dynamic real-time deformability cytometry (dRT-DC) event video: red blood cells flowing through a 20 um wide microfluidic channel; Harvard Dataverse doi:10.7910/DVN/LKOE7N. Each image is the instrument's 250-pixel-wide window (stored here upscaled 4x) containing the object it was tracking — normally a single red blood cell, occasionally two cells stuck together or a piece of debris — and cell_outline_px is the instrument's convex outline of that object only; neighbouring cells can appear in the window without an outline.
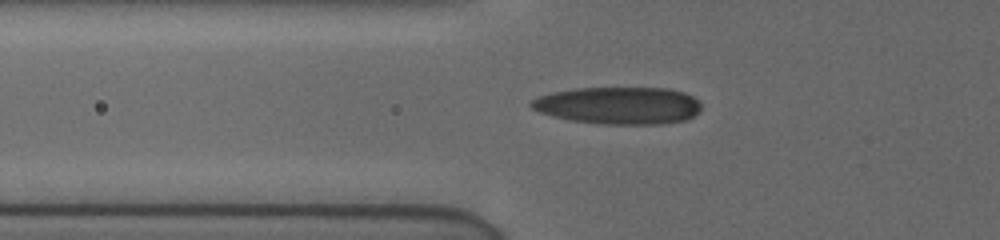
{"species": "human", "species_latin": "Homo sapiens", "temperature_condition": "cold", "stored_images_in_passage": 57, "camera_frame_rate_fps": 3000, "um_per_image_px": 0.085, "donor": {"sex": "female"}, "frame": {"image": 1, "passage_image": 2, "time_ms": 0.333, "image_size_px": [1000, 240], "cell_outline_px": [[700, 112], [688, 120], [664, 124], [600, 124], [572, 120], [552, 116], [540, 112], [532, 108], [528, 104], [532, 100], [540, 96], [552, 92], [576, 88], [668, 88], [684, 92], [692, 96], [700, 104]], "centroid_in_image_um": [52.61, 8.97], "position_along_channel_um": 73.2, "area_um2": 37.11}}
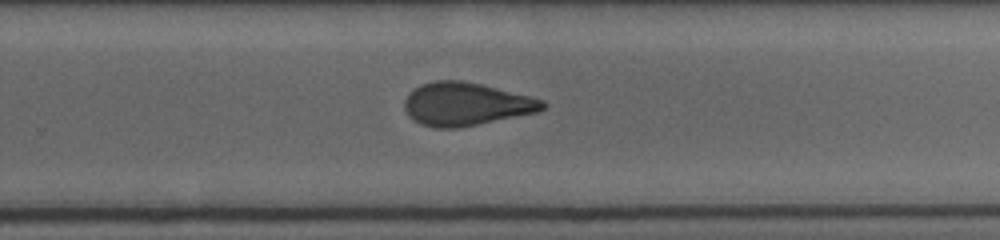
{"frame": {"image": 2, "passage_image": 27, "time_ms": 6.0, "image_size_px": [1000, 240], "cell_outline_px": [[548, 104], [544, 108], [536, 112], [456, 128], [436, 128], [420, 124], [408, 116], [404, 108], [404, 100], [420, 84], [436, 80], [460, 80], [480, 84], [544, 100]], "centroid_in_image_um": [39.57, 8.85], "position_along_channel_um": 290.2, "area_um2": 34.16}}
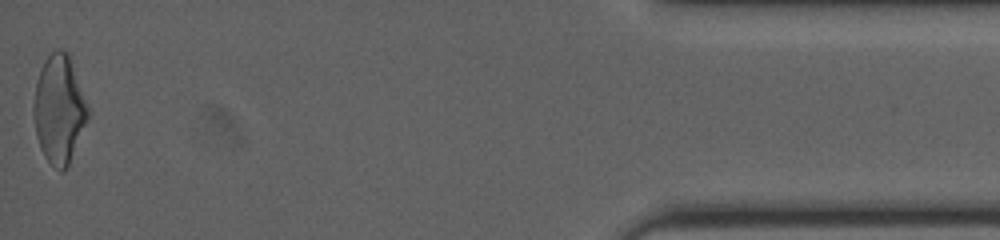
{"frame": {"image": 3, "passage_image": 56, "time_ms": 11.333, "image_size_px": [1000, 240], "cell_outline_px": [[88, 120], [68, 164], [60, 172], [44, 156], [40, 148], [36, 136], [36, 80], [40, 68], [44, 60], [56, 48], [60, 48], [68, 52], [88, 104]], "centroid_in_image_um": [5.06, 9.24], "position_along_channel_um": 430.1, "area_um2": 33.47}, "authors_computed_cell_mechanics": {"area_um2": 34.6222, "velocity_mm_per_s": 3.9, "shape_relaxation_time_tau1_ms": 7.0533, "shape_relaxation_time_tau2_ms": 2.5439, "deformation_change_tau1": 0.1997, "deformation_change_tau2": 0.1069}}